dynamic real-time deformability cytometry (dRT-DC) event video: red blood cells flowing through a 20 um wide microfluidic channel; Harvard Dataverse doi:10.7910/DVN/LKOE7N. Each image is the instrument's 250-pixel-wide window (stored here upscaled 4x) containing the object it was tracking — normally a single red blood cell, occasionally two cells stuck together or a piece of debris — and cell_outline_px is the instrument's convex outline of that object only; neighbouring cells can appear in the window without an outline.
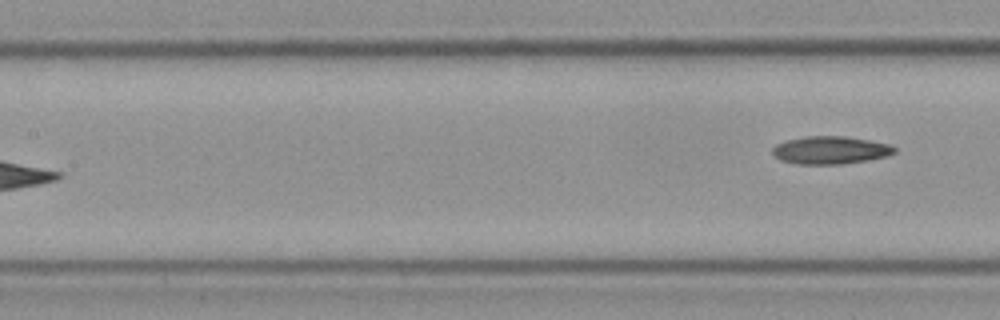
{"species": "Egyptian fruit bat (a non-hibernating species)", "species_latin": "Rousettus aegyptiacus", "temperature_condition": "cold", "stored_images_in_passage": 8, "segment_of_instrument_passage": [2, 2], "camera_frame_rate_fps": 3000, "um_per_image_px": 0.085, "frame": {"image": 1, "passage_image": 8, "time_ms": 2.333, "image_size_px": [1000, 320], "cell_outline_px": [[896, 152], [888, 156], [868, 160], [844, 164], [796, 164], [780, 160], [772, 156], [772, 148], [776, 144], [784, 140], [804, 136], [848, 136], [892, 144], [896, 148]], "centroid_in_image_um": [70.58, 12.76], "position_along_channel_um": 136.8, "area_um2": 20.23}}